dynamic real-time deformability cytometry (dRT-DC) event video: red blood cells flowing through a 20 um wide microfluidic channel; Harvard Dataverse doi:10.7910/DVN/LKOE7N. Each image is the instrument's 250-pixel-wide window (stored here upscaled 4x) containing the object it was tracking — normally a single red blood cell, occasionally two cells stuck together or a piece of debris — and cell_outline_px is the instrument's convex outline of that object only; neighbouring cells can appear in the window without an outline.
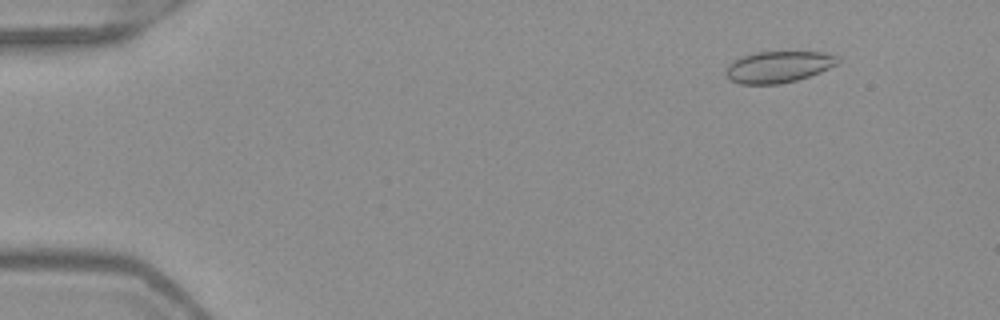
{"species": "Egyptian fruit bat (a non-hibernating species)", "species_latin": "Rousettus aegyptiacus", "temperature_condition": "warm", "stored_images_in_passage": 52, "camera_frame_rate_fps": 3000, "um_per_image_px": 0.085, "frame": {"image": 1, "passage_image": 6, "time_ms": 1.667, "image_size_px": [1000, 320], "cell_outline_px": [[840, 64], [820, 72], [796, 80], [780, 84], [740, 84], [732, 80], [724, 72], [728, 64], [744, 56], [756, 52], [824, 52], [840, 56]], "centroid_in_image_um": [66.22, 5.68], "position_along_channel_um": 18.8, "area_um2": 20.52}}
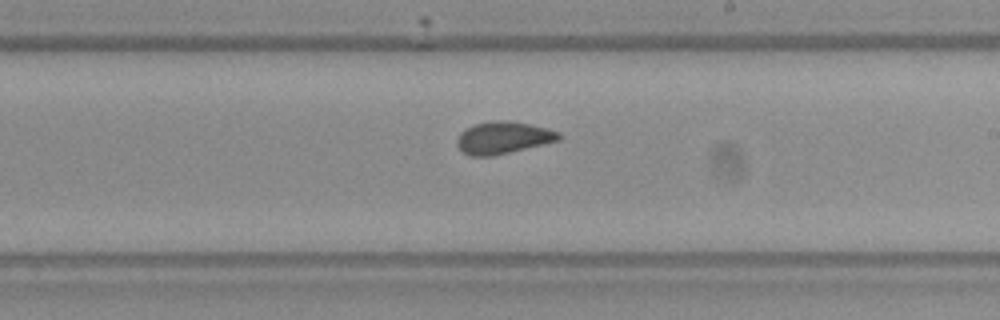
{"frame": {"image": 2, "passage_image": 31, "time_ms": 10.0, "image_size_px": [1000, 320], "cell_outline_px": [[564, 136], [560, 140], [544, 144], [492, 156], [468, 156], [456, 144], [456, 140], [460, 132], [476, 124], [500, 120], [508, 120], [548, 128], [560, 132]], "centroid_in_image_um": [42.8, 11.71], "position_along_channel_um": 246.2, "area_um2": 19.02}}
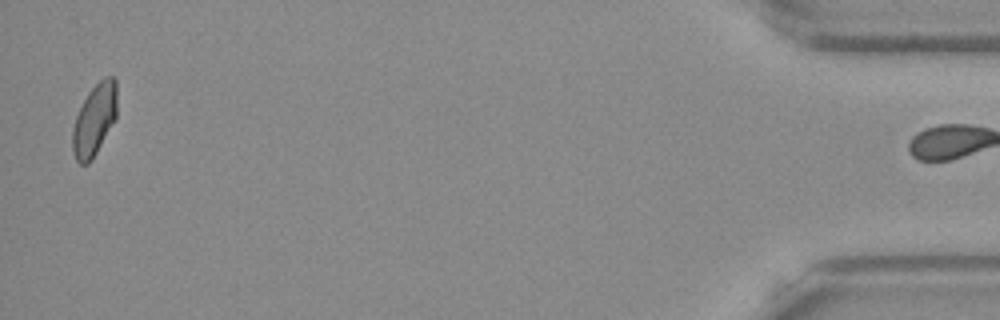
{"frame": {"image": 3, "passage_image": 51, "time_ms": 16.667, "image_size_px": [1000, 320], "cell_outline_px": [[116, 116], [92, 160], [88, 164], [80, 164], [76, 160], [72, 148], [72, 128], [76, 116], [88, 92], [104, 76], [116, 76]], "centroid_in_image_um": [8.01, 10.17], "position_along_channel_um": 427.2, "area_um2": 18.38}, "authors_computed_cell_mechanics": {"area_um2": 19.2763, "velocity_mm_per_s": 3.9934, "shape_relaxation_time_tau1_ms": null, "shape_relaxation_time_tau2_ms": 0.9328, "deformation_change_tau1": null, "deformation_change_tau2": 0.031}}